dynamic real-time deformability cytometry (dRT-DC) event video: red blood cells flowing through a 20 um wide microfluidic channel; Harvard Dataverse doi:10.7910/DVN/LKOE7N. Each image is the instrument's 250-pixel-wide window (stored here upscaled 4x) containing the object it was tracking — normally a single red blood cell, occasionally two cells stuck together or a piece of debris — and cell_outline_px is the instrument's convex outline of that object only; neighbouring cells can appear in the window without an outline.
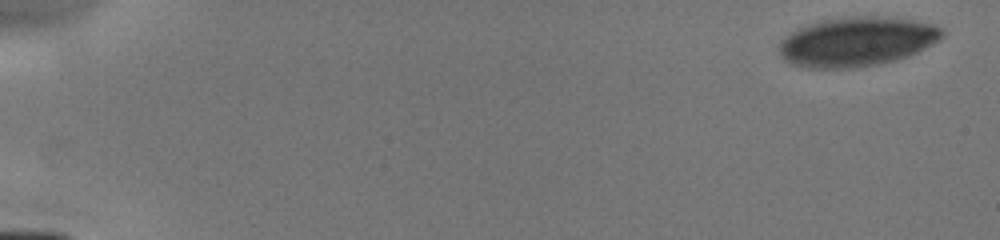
{"species": "human", "species_latin": "Homo sapiens", "temperature_condition": "cold", "stored_images_in_passage": 6, "camera_frame_rate_fps": 3000, "um_per_image_px": 0.085, "donor": {"sex": "male"}, "frame": {"image": 1, "passage_image": 1, "time_ms": 0.0, "image_size_px": [1000, 240], "cell_outline_px": [[944, 36], [940, 40], [908, 56], [896, 60], [880, 64], [856, 68], [808, 68], [792, 64], [784, 60], [780, 56], [780, 44], [792, 32], [808, 24], [824, 20], [868, 16], [872, 16], [912, 20], [932, 24], [940, 28], [944, 32]], "centroid_in_image_um": [72.85, 3.57], "position_along_channel_um": 12.1, "area_um2": 46.3}}
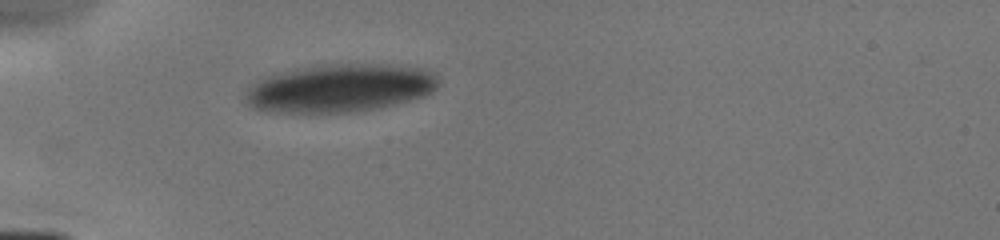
{"frame": {"image": 2, "passage_image": 6, "time_ms": 4.667, "image_size_px": [1000, 240], "cell_outline_px": [[440, 84], [432, 92], [424, 96], [376, 108], [352, 112], [268, 112], [252, 108], [248, 104], [248, 88], [260, 76], [292, 68], [324, 64], [380, 64], [420, 68], [436, 72], [440, 80]], "centroid_in_image_um": [28.87, 7.47], "position_along_channel_um": 56.1, "area_um2": 54.45}}